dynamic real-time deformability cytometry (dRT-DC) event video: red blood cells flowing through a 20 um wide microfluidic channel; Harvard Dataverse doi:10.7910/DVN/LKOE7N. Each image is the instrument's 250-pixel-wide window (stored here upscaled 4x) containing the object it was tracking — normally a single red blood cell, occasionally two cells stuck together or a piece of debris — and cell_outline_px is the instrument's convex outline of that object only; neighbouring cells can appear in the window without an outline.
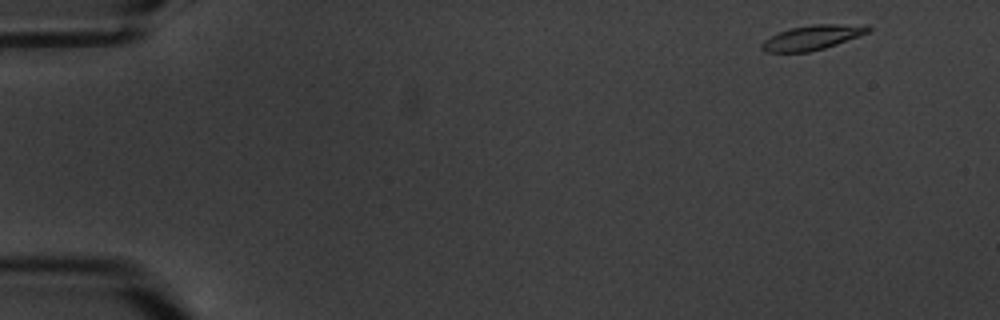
{"species": "common noctule bat (a hibernating species)", "species_latin": "Nyctalus noctula", "temperature_condition": "warm", "stored_images_in_passage": 4, "camera_frame_rate_fps": 3000, "um_per_image_px": 0.085, "animal": {"sex": "male", "body_mass_g": 20.1, "forearm_length_mm": 53.5}, "frame": {"image": 1, "passage_image": 1, "time_ms": 0.0, "image_size_px": [1000, 320], "cell_outline_px": [[872, 28], [868, 32], [836, 44], [824, 48], [808, 52], [764, 52], [760, 48], [760, 44], [764, 40], [780, 32], [792, 28], [812, 24], [868, 24]], "centroid_in_image_um": [69.05, 3.18], "position_along_channel_um": 15.9, "area_um2": 15.2}}
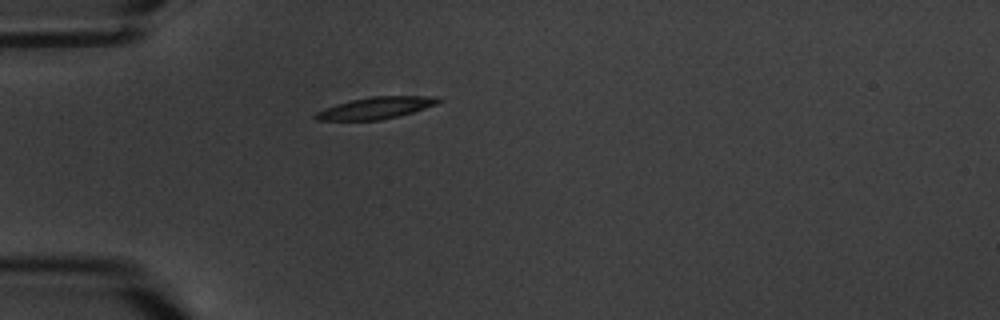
{"frame": {"image": 2, "passage_image": 4, "time_ms": 4.333, "image_size_px": [1000, 320], "cell_outline_px": [[444, 100], [436, 104], [412, 112], [380, 120], [316, 120], [312, 116], [316, 112], [324, 108], [336, 104], [352, 100], [372, 96], [440, 96]], "centroid_in_image_um": [31.95, 9.16], "position_along_channel_um": 53.0, "area_um2": 15.55}}